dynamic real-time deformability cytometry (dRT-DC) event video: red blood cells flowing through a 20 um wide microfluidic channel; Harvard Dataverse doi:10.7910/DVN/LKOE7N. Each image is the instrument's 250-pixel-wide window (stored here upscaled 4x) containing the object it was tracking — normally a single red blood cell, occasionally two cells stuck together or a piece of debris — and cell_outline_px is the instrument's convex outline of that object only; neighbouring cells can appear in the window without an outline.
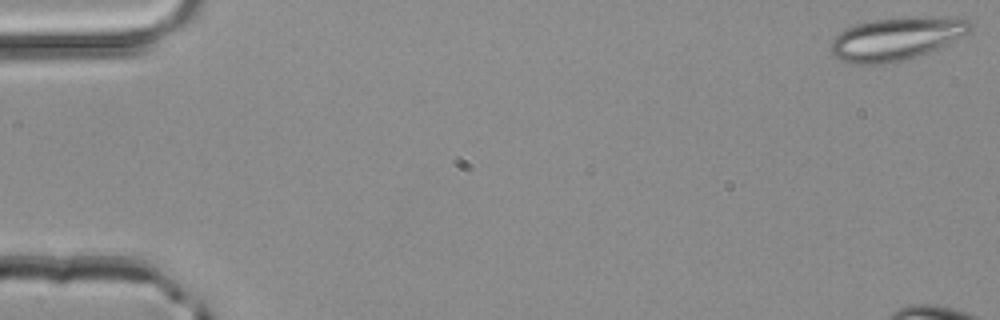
{"species": "common noctule bat (a hibernating species)", "species_latin": "Nyctalus noctula", "temperature_condition": "room temperature", "stored_images_in_passage": 4, "camera_frame_rate_fps": 3000, "um_per_image_px": 0.085, "animal": {"sex": "male", "body_mass_g": 20.4}, "frame": {"image": 1, "passage_image": 1, "time_ms": 0.0, "image_size_px": [1000, 320], "cell_outline_px": [[972, 28], [968, 32], [928, 52], [916, 56], [900, 60], [880, 64], [852, 64], [840, 60], [832, 56], [828, 48], [832, 40], [844, 28], [856, 24], [872, 20], [900, 16], [952, 16], [972, 20]], "centroid_in_image_um": [76.14, 3.25], "position_along_channel_um": 8.9, "area_um2": 35.26}}